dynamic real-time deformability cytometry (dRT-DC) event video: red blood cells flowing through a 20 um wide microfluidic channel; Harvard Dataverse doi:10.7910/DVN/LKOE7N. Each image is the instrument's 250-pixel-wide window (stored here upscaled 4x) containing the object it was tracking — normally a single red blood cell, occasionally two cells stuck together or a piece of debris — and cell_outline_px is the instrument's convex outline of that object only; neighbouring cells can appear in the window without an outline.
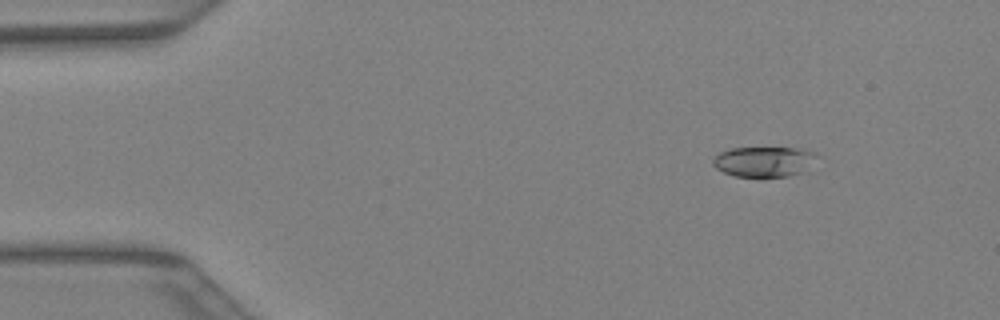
{"species": "Egyptian fruit bat (a non-hibernating species)", "species_latin": "Rousettus aegyptiacus", "temperature_condition": "warm", "stored_images_in_passage": 40, "camera_frame_rate_fps": 3000, "um_per_image_px": 0.085, "animal": {"sex": "female"}, "frame": {"image": 1, "passage_image": 4, "time_ms": 1.0, "image_size_px": [1000, 320], "cell_outline_px": [[820, 156], [808, 172], [788, 176], [736, 176], [724, 172], [716, 168], [712, 164], [712, 160], [720, 152], [732, 148], [800, 148], [816, 152]], "centroid_in_image_um": [65.05, 13.73], "position_along_channel_um": 19.9, "area_um2": 18.67}}
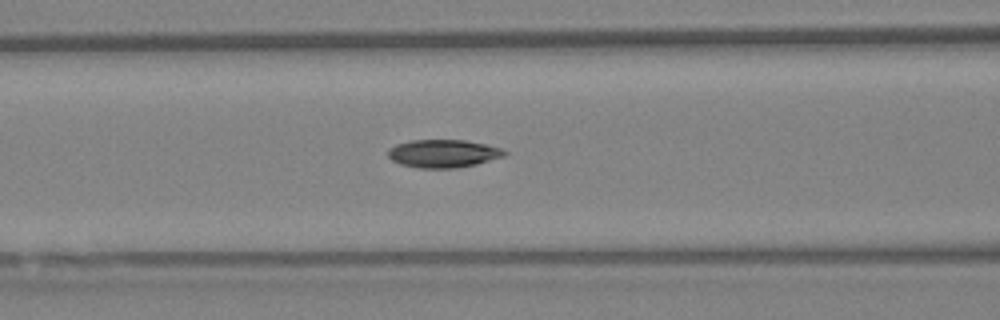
{"frame": {"image": 2, "passage_image": 16, "time_ms": 5.0, "image_size_px": [1000, 320], "cell_outline_px": [[508, 152], [504, 156], [476, 164], [456, 168], [420, 168], [400, 164], [392, 160], [388, 156], [388, 148], [396, 144], [412, 140], [464, 140], [484, 144], [500, 148]], "centroid_in_image_um": [37.65, 13.05], "position_along_channel_um": 129.0, "area_um2": 18.9}}
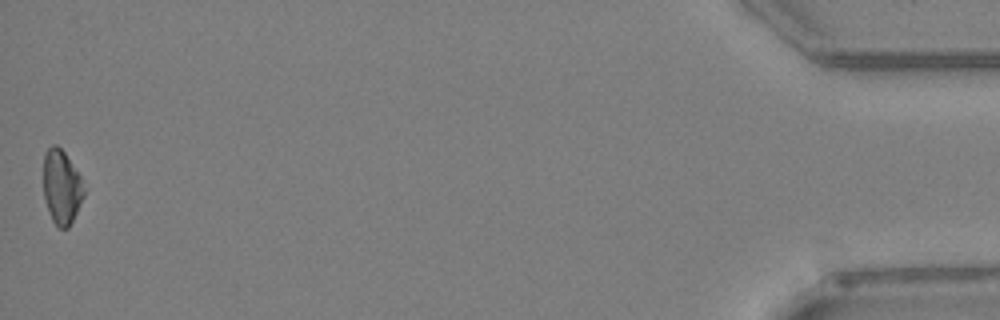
{"frame": {"image": 3, "passage_image": 40, "time_ms": 13.0, "image_size_px": [1000, 320], "cell_outline_px": [[84, 196], [68, 228], [60, 228], [52, 220], [44, 196], [44, 152], [52, 144], [56, 144], [64, 152], [80, 176], [84, 192]], "centroid_in_image_um": [5.22, 15.87], "position_along_channel_um": 430.0, "area_um2": 17.11}}